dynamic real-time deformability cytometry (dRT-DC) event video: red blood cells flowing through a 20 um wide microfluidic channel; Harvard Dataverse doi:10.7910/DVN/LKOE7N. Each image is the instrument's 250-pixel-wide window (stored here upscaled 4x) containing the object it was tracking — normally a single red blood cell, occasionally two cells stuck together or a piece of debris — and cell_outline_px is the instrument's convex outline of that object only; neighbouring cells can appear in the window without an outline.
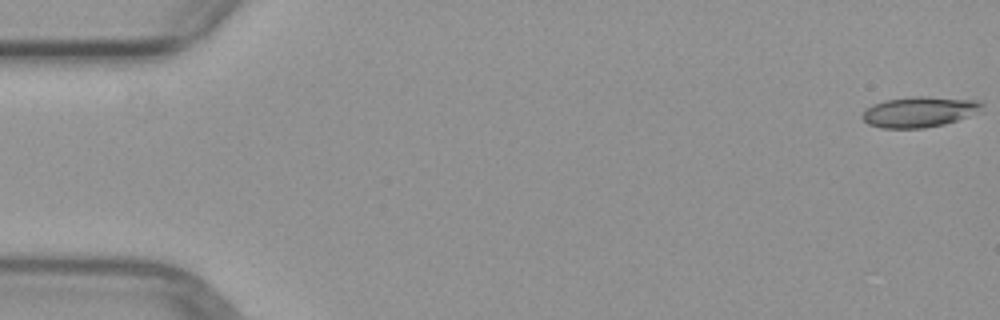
{"species": "common noctule bat (a hibernating species)", "species_latin": "Nyctalus noctula", "temperature_condition": "warm", "stored_images_in_passage": 5, "segment_of_instrument_passage": [1, 2], "camera_frame_rate_fps": 3000, "um_per_image_px": 0.085, "animal": {"sex": "female", "body_mass_g": 29.2, "forearm_length_mm": 56.3}, "frame": {"image": 1, "passage_image": 1, "time_ms": 0.0, "image_size_px": [1000, 320], "cell_outline_px": [[984, 104], [980, 112], [944, 124], [924, 128], [880, 128], [868, 124], [860, 116], [864, 108], [872, 104], [884, 100], [916, 96], [924, 96], [980, 100]], "centroid_in_image_um": [78.12, 9.5], "position_along_channel_um": 6.9, "area_um2": 21.56}}
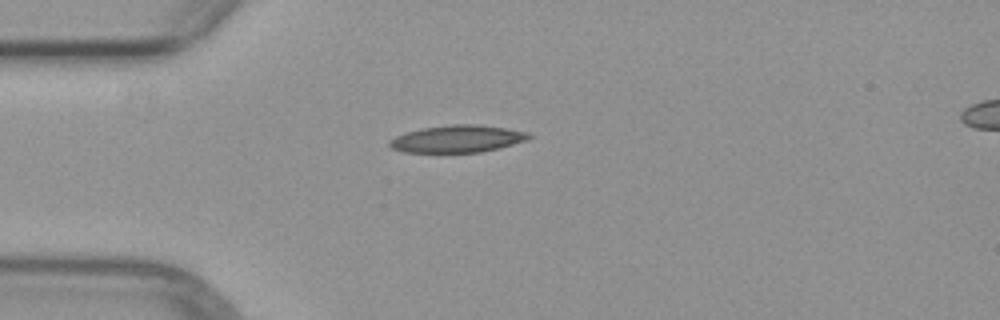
{"frame": {"image": 2, "passage_image": 4, "time_ms": 4.333, "image_size_px": [1000, 320], "cell_outline_px": [[532, 136], [528, 140], [500, 148], [480, 152], [404, 152], [392, 148], [388, 144], [388, 140], [396, 136], [420, 128], [452, 124], [476, 124], [504, 128], [528, 132]], "centroid_in_image_um": [38.88, 11.8], "position_along_channel_um": 46.1, "area_um2": 22.08}}